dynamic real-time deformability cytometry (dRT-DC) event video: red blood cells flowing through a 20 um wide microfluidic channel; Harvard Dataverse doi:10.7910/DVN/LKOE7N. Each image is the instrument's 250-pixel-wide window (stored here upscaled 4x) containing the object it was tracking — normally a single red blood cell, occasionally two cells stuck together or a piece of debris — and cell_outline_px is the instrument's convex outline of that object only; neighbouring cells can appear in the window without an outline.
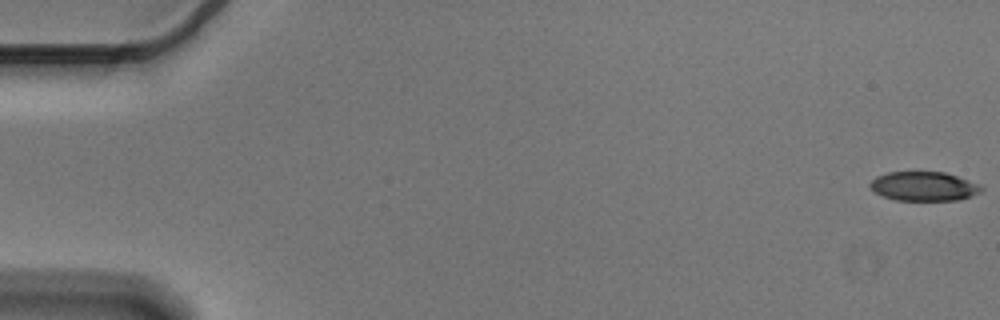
{"species": "Egyptian fruit bat (a non-hibernating species)", "species_latin": "Rousettus aegyptiacus", "temperature_condition": "cold", "stored_images_in_passage": 57, "camera_frame_rate_fps": 3000, "um_per_image_px": 0.085, "animal": {"sex": "male"}, "frame": {"image": 1, "passage_image": 1, "time_ms": 0.0, "image_size_px": [1000, 320], "cell_outline_px": [[984, 188], [980, 192], [972, 196], [956, 200], [896, 200], [884, 196], [876, 192], [868, 184], [876, 176], [888, 172], [944, 172], [980, 184]], "centroid_in_image_um": [78.54, 15.83], "position_along_channel_um": 6.5, "area_um2": 18.79}}
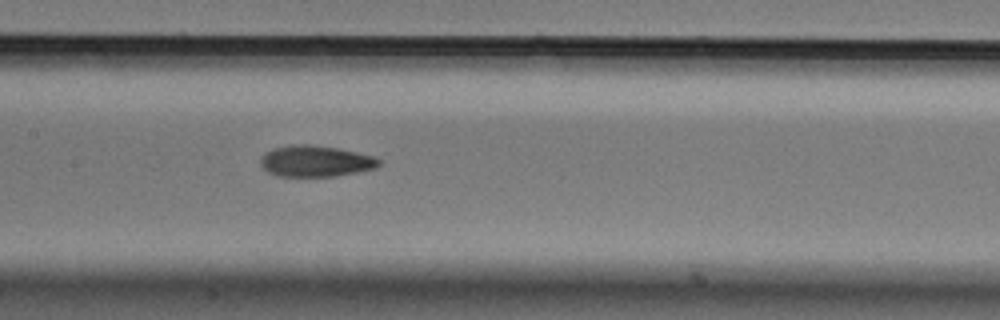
{"frame": {"image": 2, "passage_image": 28, "time_ms": 9.0, "image_size_px": [1000, 320], "cell_outline_px": [[380, 164], [376, 168], [336, 176], [276, 176], [268, 172], [260, 164], [260, 160], [264, 152], [272, 148], [292, 144], [312, 144], [336, 148], [376, 156], [380, 160]], "centroid_in_image_um": [26.8, 13.69], "position_along_channel_um": 180.6, "area_um2": 21.68}}
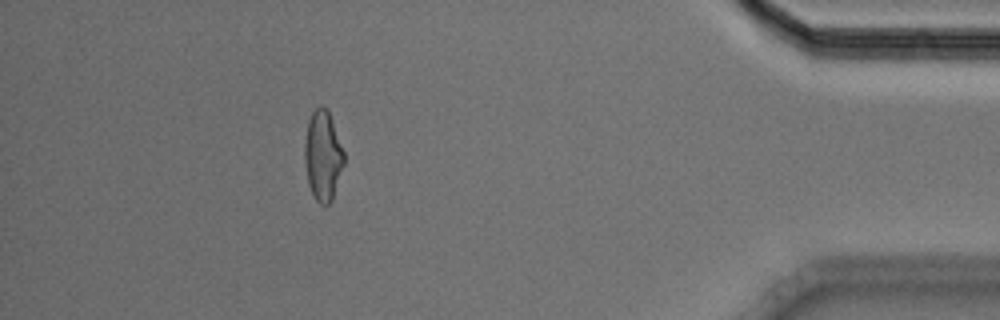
{"frame": {"image": 3, "passage_image": 51, "time_ms": 16.667, "image_size_px": [1000, 320], "cell_outline_px": [[344, 164], [332, 200], [328, 204], [320, 204], [316, 200], [308, 184], [304, 160], [304, 140], [308, 120], [312, 112], [320, 104], [328, 108], [344, 152]], "centroid_in_image_um": [27.43, 13.19], "position_along_channel_um": 407.8, "area_um2": 20.81}, "authors_computed_cell_mechanics": {"area_um2": 20.9814, "velocity_mm_per_s": 3.591, "shape_relaxation_time_tau1_ms": 4.636, "shape_relaxation_time_tau2_ms": 3.2533, "deformation_change_tau1": 0.1332, "deformation_change_tau2": 0.1019}}